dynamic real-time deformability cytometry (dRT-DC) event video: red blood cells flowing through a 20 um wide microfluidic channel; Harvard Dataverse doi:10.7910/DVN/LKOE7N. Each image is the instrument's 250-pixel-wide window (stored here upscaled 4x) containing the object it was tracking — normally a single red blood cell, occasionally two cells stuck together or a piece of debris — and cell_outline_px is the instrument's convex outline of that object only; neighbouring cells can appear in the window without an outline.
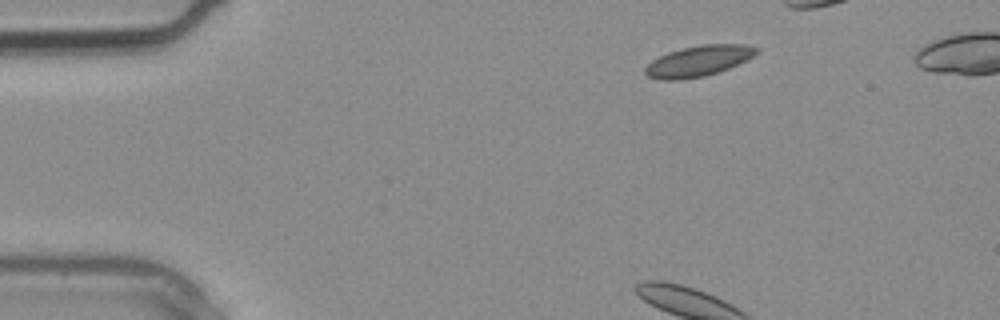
{"species": "common noctule bat (a hibernating species)", "species_latin": "Nyctalus noctula", "temperature_condition": "warm", "stored_images_in_passage": 4, "camera_frame_rate_fps": 3000, "um_per_image_px": 0.085, "animal": {"sex": "male", "body_mass_g": 20.4}, "frame": {"image": 1, "passage_image": 4, "time_ms": 1.0, "image_size_px": [1000, 320], "cell_outline_px": [[760, 52], [728, 68], [704, 76], [680, 80], [660, 80], [648, 76], [644, 72], [644, 68], [652, 60], [668, 52], [680, 48], [700, 44], [744, 44], [760, 48]], "centroid_in_image_um": [59.34, 5.17], "position_along_channel_um": 25.7, "area_um2": 19.88}}